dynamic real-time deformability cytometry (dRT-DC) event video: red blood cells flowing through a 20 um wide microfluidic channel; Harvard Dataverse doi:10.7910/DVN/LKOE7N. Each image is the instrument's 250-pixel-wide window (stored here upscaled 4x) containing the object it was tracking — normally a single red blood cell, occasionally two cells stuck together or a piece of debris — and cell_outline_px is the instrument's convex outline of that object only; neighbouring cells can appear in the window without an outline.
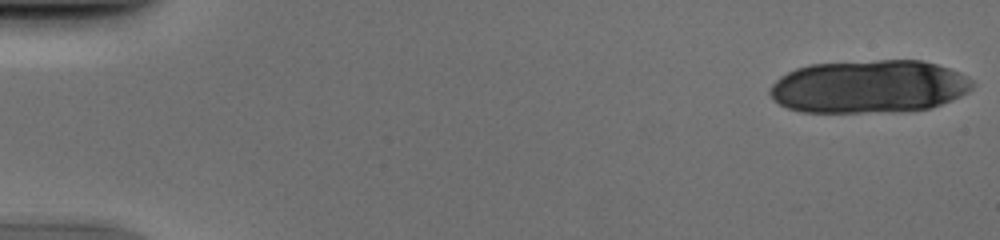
{"species": "human", "species_latin": "Homo sapiens", "temperature_condition": "cold", "stored_images_in_passage": 18, "camera_frame_rate_fps": 3000, "um_per_image_px": 0.085, "donor": {"sex": "male"}, "frame": {"image": 1, "passage_image": 1, "time_ms": 0.0, "image_size_px": [1000, 240], "cell_outline_px": [[976, 84], [968, 92], [952, 100], [928, 108], [900, 112], [800, 112], [788, 108], [772, 100], [768, 92], [772, 84], [780, 76], [796, 68], [808, 64], [876, 60], [920, 60], [936, 64], [960, 72], [968, 76]], "centroid_in_image_um": [73.86, 7.36], "position_along_channel_um": 11.1, "area_um2": 63.12}}